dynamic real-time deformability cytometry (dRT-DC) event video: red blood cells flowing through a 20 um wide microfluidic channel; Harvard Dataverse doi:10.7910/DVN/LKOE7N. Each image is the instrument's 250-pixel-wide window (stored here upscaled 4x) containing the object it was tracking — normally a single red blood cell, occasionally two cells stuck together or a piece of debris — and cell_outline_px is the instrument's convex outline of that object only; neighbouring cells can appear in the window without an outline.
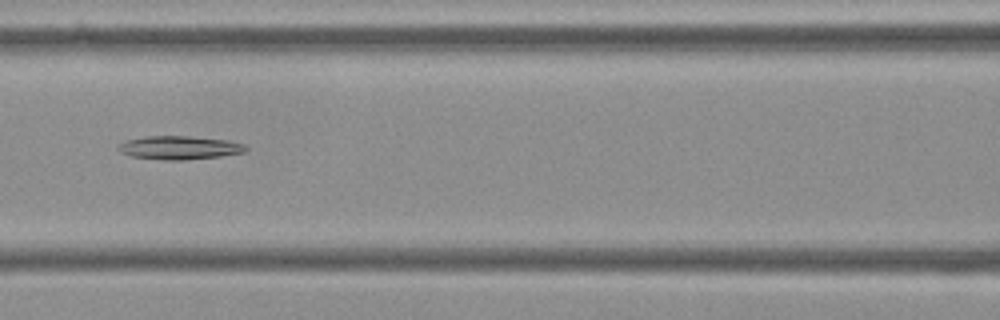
{"species": "Egyptian fruit bat (a non-hibernating species)", "species_latin": "Rousettus aegyptiacus", "temperature_condition": "cold", "stored_images_in_passage": 39, "camera_frame_rate_fps": 3000, "um_per_image_px": 0.085, "frame": {"image": 1, "passage_image": 8, "time_ms": 2.333, "image_size_px": [1000, 320], "cell_outline_px": [[248, 152], [220, 156], [184, 160], [164, 160], [132, 156], [120, 152], [116, 148], [124, 140], [144, 136], [188, 136], [228, 140], [244, 144], [248, 148]], "centroid_in_image_um": [15.26, 12.55], "position_along_channel_um": 151.3, "area_um2": 17.57}}
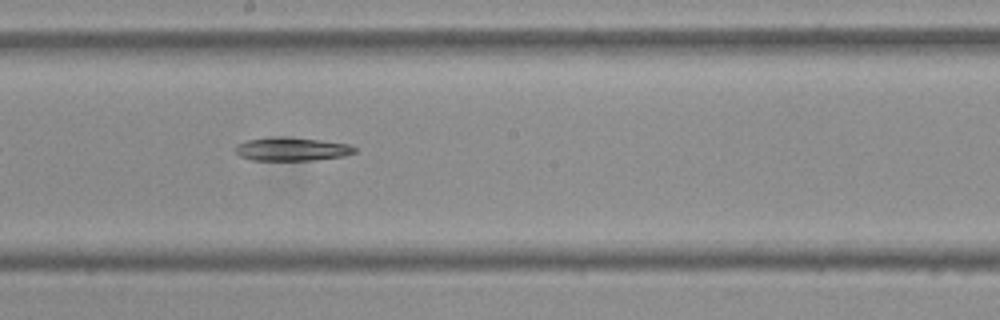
{"frame": {"image": 2, "passage_image": 14, "time_ms": 4.333, "image_size_px": [1000, 320], "cell_outline_px": [[356, 152], [344, 156], [312, 160], [252, 160], [240, 156], [232, 148], [236, 144], [248, 140], [280, 136], [320, 140], [352, 144], [356, 148]], "centroid_in_image_um": [24.8, 12.67], "position_along_channel_um": 223.4, "area_um2": 16.36}}
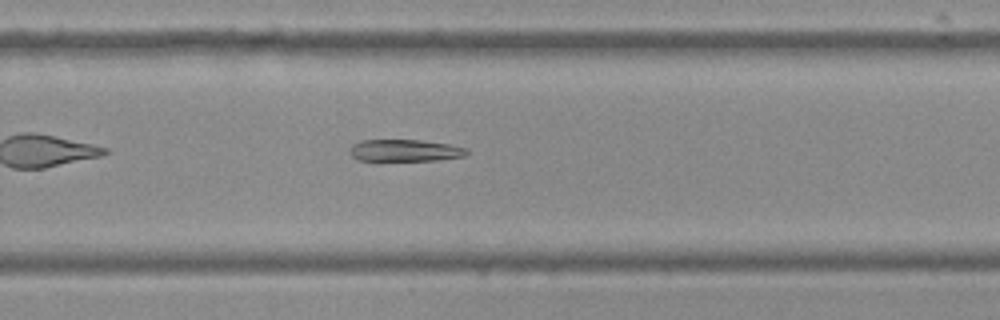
{"frame": {"image": 3, "passage_image": 20, "time_ms": 6.333, "image_size_px": [1000, 320], "cell_outline_px": [[468, 152], [464, 156], [440, 160], [356, 160], [348, 152], [348, 148], [352, 144], [360, 140], [420, 140], [452, 144], [468, 148]], "centroid_in_image_um": [34.4, 12.78], "position_along_channel_um": 295.4, "area_um2": 15.14}}